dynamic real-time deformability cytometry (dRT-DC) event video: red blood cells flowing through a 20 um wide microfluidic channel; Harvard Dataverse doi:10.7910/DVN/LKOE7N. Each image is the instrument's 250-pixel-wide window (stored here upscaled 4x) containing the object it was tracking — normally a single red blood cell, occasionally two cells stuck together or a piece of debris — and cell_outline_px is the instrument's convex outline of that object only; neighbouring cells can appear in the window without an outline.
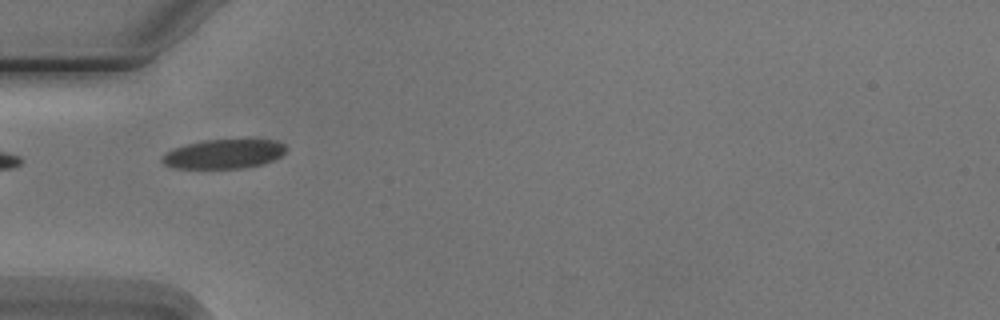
{"species": "Egyptian fruit bat (a non-hibernating species)", "species_latin": "Rousettus aegyptiacus", "temperature_condition": "cold", "stored_images_in_passage": 6, "camera_frame_rate_fps": 3000, "um_per_image_px": 0.085, "animal": {"sex": "male"}, "frame": {"image": 1, "passage_image": 4, "time_ms": 3.333, "image_size_px": [1000, 320], "cell_outline_px": [[284, 152], [280, 156], [272, 160], [260, 164], [244, 168], [172, 168], [164, 164], [160, 160], [160, 156], [172, 148], [204, 140], [276, 140], [284, 144]], "centroid_in_image_um": [18.95, 13.09], "position_along_channel_um": 66.1, "area_um2": 20.98}}
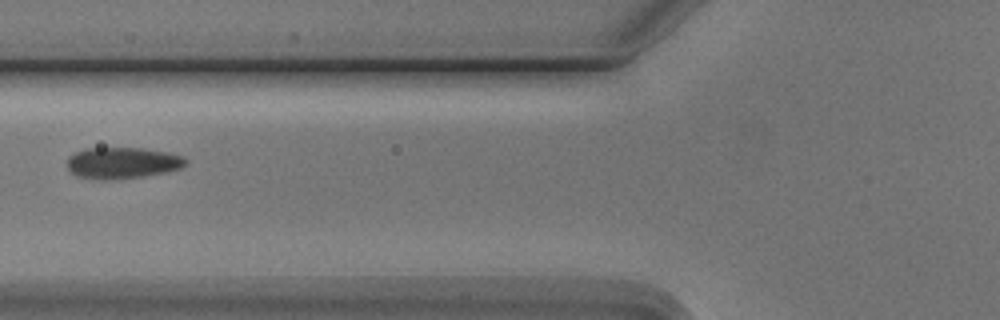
{"frame": {"image": 2, "passage_image": 5, "time_ms": 4.667, "image_size_px": [1000, 320], "cell_outline_px": [[188, 164], [180, 168], [164, 172], [144, 176], [104, 180], [100, 180], [76, 176], [68, 168], [68, 156], [76, 152], [88, 148], [144, 148], [168, 152], [184, 156], [188, 160]], "centroid_in_image_um": [10.43, 13.84], "position_along_channel_um": 115.4, "area_um2": 21.68}}
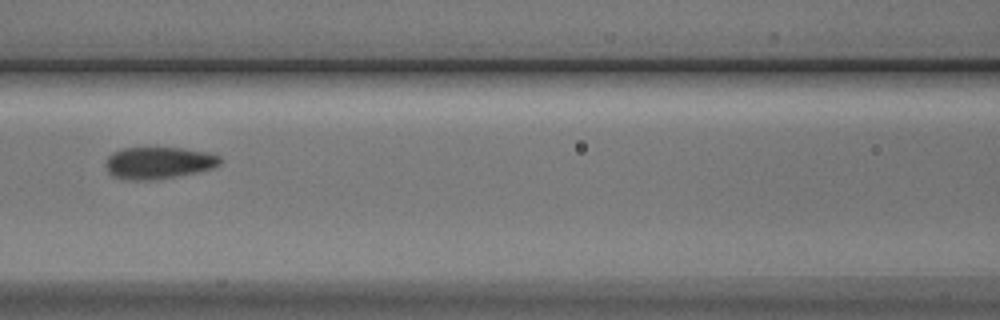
{"frame": {"image": 3, "passage_image": 6, "time_ms": 5.667, "image_size_px": [1000, 320], "cell_outline_px": [[224, 160], [220, 164], [212, 168], [196, 172], [152, 180], [124, 180], [112, 176], [108, 172], [104, 164], [108, 156], [124, 148], [184, 148], [212, 152], [220, 156]], "centroid_in_image_um": [13.5, 13.84], "position_along_channel_um": 153.1, "area_um2": 21.44}}